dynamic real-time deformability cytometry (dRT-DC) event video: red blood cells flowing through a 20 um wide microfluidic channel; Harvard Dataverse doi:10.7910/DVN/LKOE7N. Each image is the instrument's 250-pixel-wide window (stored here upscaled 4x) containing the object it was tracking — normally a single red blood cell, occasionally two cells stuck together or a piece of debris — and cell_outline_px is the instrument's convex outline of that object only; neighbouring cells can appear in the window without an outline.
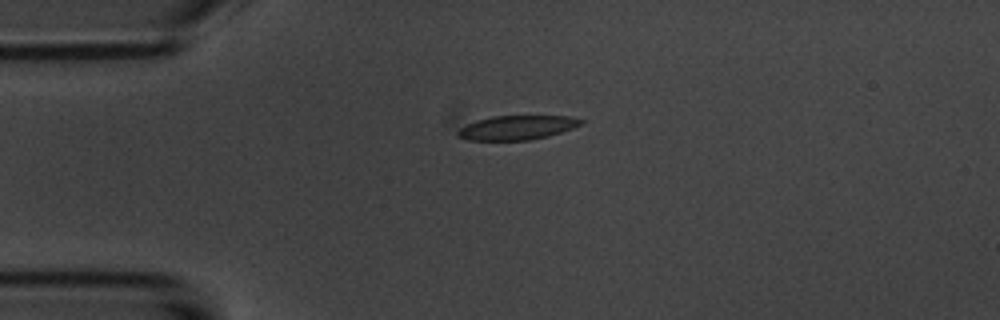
{"species": "common noctule bat (a hibernating species)", "species_latin": "Nyctalus noctula", "temperature_condition": "room temperature", "stored_images_in_passage": 1, "camera_frame_rate_fps": 3000, "um_per_image_px": 0.085, "animal": {"sex": "male", "body_mass_g": 20.1, "forearm_length_mm": 53.5}, "frame": {"image": 1, "passage_image": 1, "time_ms": 0.0, "image_size_px": [1000, 320], "cell_outline_px": [[584, 120], [580, 124], [572, 128], [548, 136], [528, 140], [468, 140], [460, 136], [456, 132], [460, 128], [476, 120], [492, 116], [572, 116]], "centroid_in_image_um": [43.94, 10.84], "position_along_channel_um": 41.1, "area_um2": 17.17}}